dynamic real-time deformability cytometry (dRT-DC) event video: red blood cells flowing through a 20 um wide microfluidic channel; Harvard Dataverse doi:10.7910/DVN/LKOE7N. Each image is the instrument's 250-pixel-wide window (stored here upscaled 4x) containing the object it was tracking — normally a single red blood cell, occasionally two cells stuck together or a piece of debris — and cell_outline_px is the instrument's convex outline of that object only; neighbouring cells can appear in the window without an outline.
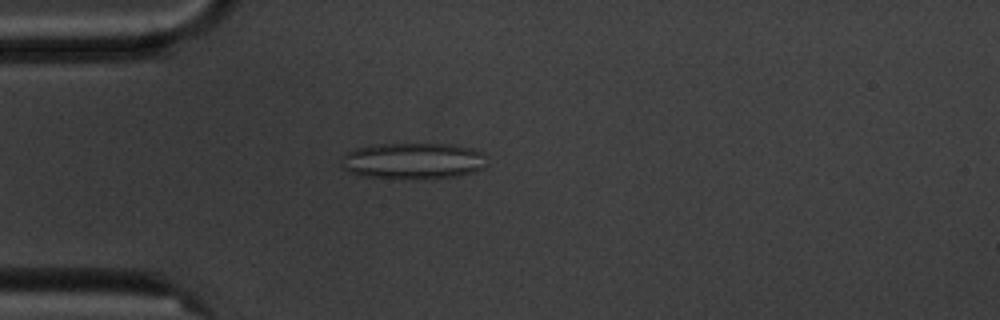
{"species": "common noctule bat (a hibernating species)", "species_latin": "Nyctalus noctula", "temperature_condition": "cold", "stored_images_in_passage": 6, "camera_frame_rate_fps": 3000, "um_per_image_px": 0.085, "animal": {"sex": "male", "body_mass_g": 20.1, "forearm_length_mm": 53.5}, "frame": {"image": 1, "passage_image": 5, "time_ms": 4.667, "image_size_px": [1000, 320], "cell_outline_px": [[488, 164], [484, 168], [460, 176], [416, 180], [364, 176], [348, 172], [340, 168], [340, 156], [356, 148], [372, 144], [456, 144], [472, 148], [480, 152]], "centroid_in_image_um": [35.07, 13.69], "position_along_channel_um": 49.9, "area_um2": 31.5}}